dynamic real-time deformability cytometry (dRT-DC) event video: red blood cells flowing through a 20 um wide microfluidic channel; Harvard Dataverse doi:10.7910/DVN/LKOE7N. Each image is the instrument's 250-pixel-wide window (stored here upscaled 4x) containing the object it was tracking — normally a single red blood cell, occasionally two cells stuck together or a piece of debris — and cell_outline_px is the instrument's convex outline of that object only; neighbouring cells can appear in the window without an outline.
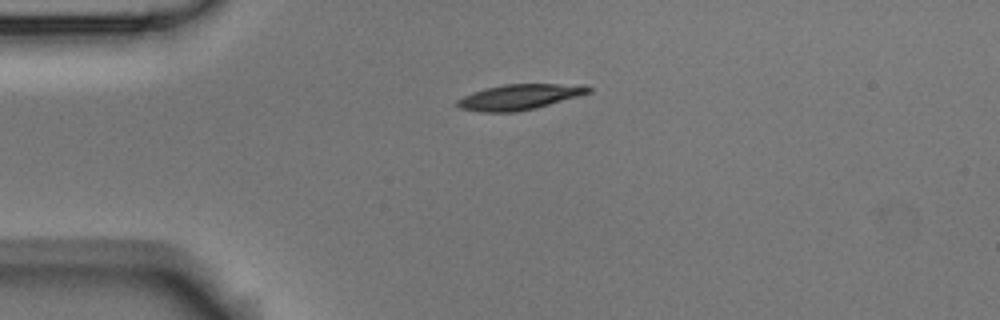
{"species": "Egyptian fruit bat (a non-hibernating species)", "species_latin": "Rousettus aegyptiacus", "temperature_condition": "room temperature", "stored_images_in_passage": 3, "camera_frame_rate_fps": 3000, "um_per_image_px": 0.085, "animal": {"sex": "male"}, "frame": {"image": 1, "passage_image": 1, "time_ms": 0.0, "image_size_px": [1000, 320], "cell_outline_px": [[592, 92], [580, 96], [536, 108], [516, 112], [480, 112], [460, 108], [456, 104], [456, 100], [472, 92], [484, 88], [504, 84], [556, 84], [592, 88]], "centroid_in_image_um": [44.08, 8.26], "position_along_channel_um": 40.9, "area_um2": 19.31}}
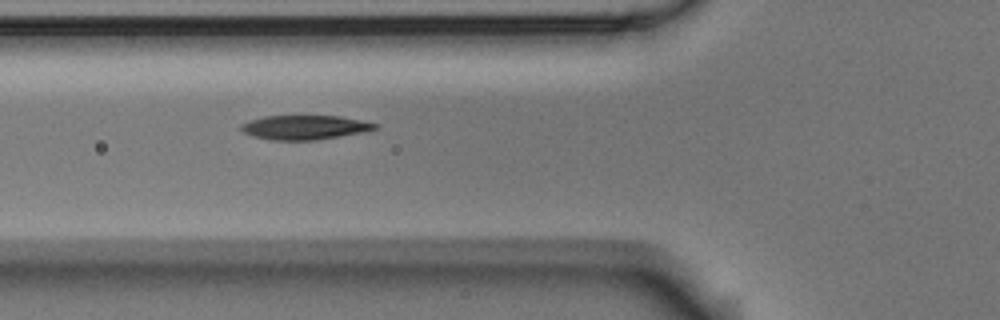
{"frame": {"image": 2, "passage_image": 3, "time_ms": 2.333, "image_size_px": [1000, 320], "cell_outline_px": [[376, 128], [368, 132], [316, 140], [272, 140], [256, 136], [244, 132], [240, 128], [240, 124], [264, 116], [340, 116], [360, 120], [376, 124]], "centroid_in_image_um": [25.93, 10.83], "position_along_channel_um": 99.9, "area_um2": 18.79}}